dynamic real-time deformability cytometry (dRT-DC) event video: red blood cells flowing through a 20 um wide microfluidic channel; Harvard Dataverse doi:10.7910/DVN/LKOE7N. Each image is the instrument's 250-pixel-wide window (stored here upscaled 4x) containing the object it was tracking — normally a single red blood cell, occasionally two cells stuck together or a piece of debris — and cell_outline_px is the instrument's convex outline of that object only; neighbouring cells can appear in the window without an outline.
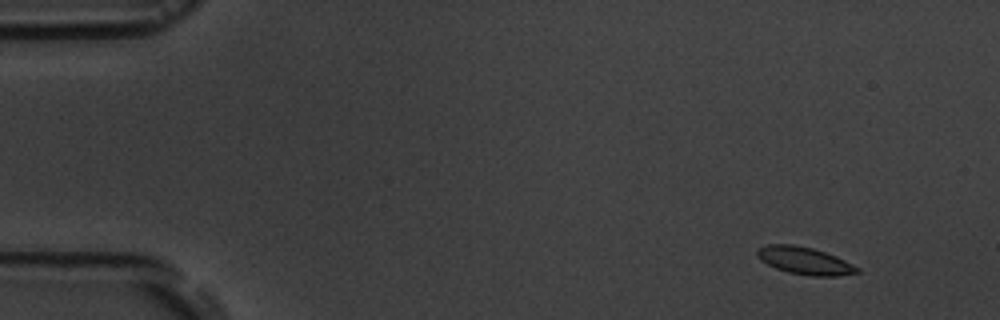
{"species": "common noctule bat (a hibernating species)", "species_latin": "Nyctalus noctula", "temperature_condition": "room temperature", "stored_images_in_passage": 8, "camera_frame_rate_fps": 3000, "um_per_image_px": 0.085, "animal": {"sex": "male", "body_mass_g": 19.5, "forearm_length_mm": 54.6}, "frame": {"image": 1, "passage_image": 2, "time_ms": 1.0, "image_size_px": [1000, 320], "cell_outline_px": [[860, 272], [836, 276], [812, 276], [788, 272], [776, 268], [760, 260], [756, 256], [756, 248], [768, 244], [792, 244], [812, 248], [836, 256], [860, 268]], "centroid_in_image_um": [68.36, 22.15], "position_along_channel_um": 16.6, "area_um2": 15.95}}
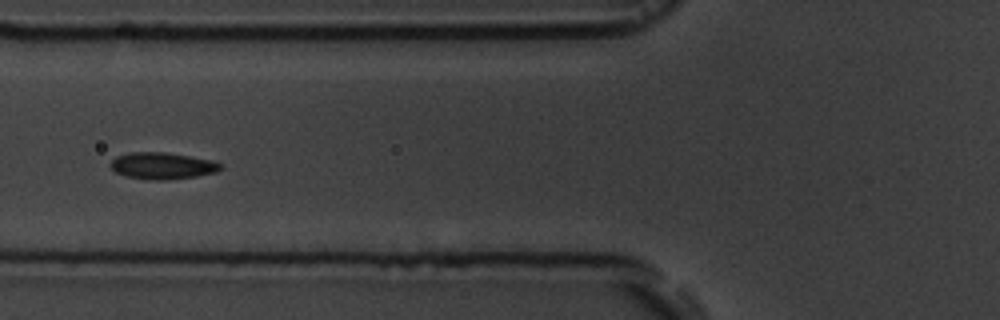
{"frame": {"image": 2, "passage_image": 7, "time_ms": 6.667, "image_size_px": [1000, 320], "cell_outline_px": [[224, 168], [216, 172], [196, 176], [164, 180], [148, 180], [124, 176], [116, 172], [108, 164], [116, 156], [128, 152], [164, 152], [212, 160], [224, 164]], "centroid_in_image_um": [13.79, 14.09], "position_along_channel_um": 112.0, "area_um2": 17.28}}
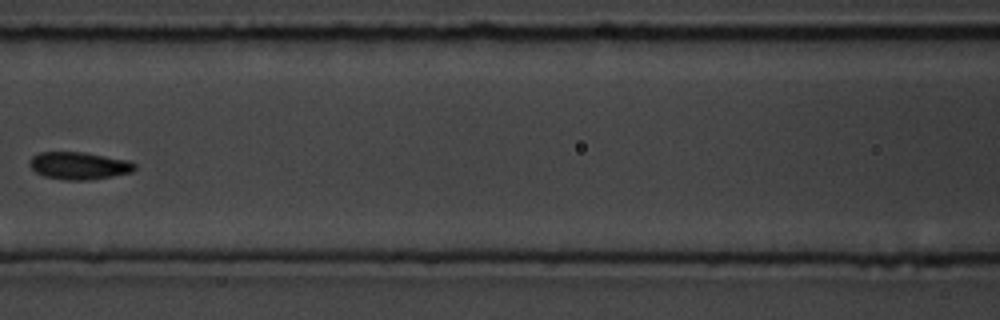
{"frame": {"image": 3, "passage_image": 8, "time_ms": 8.0, "image_size_px": [1000, 320], "cell_outline_px": [[136, 168], [132, 172], [112, 176], [88, 180], [64, 180], [44, 176], [36, 172], [28, 164], [28, 160], [32, 156], [40, 152], [84, 152], [128, 160], [136, 164]], "centroid_in_image_um": [6.7, 14.08], "position_along_channel_um": 159.9, "area_um2": 16.88}}